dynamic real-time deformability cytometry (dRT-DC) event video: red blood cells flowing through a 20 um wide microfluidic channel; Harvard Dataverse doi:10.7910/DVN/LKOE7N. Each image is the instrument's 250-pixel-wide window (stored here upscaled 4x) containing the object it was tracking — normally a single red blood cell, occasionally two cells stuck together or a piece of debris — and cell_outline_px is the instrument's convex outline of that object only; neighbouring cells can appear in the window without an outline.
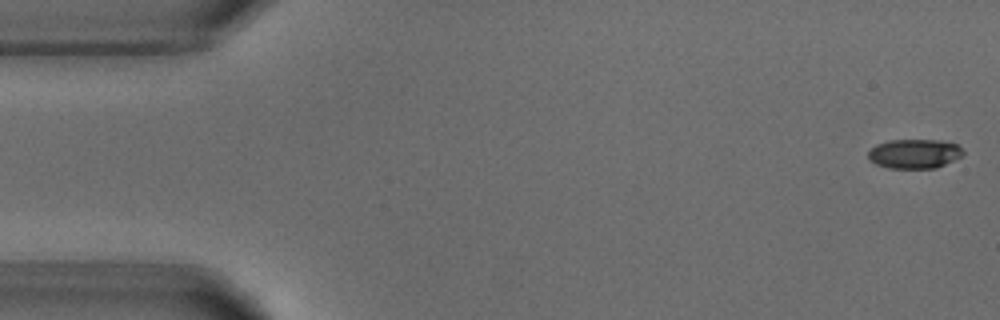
{"species": "common noctule bat (a hibernating species)", "species_latin": "Nyctalus noctula", "temperature_condition": "warm", "stored_images_in_passage": 2, "camera_frame_rate_fps": 3000, "um_per_image_px": 0.085, "animal": {"sex": "male", "body_mass_g": 18.8}, "frame": {"image": 1, "passage_image": 1, "time_ms": 0.0, "image_size_px": [1000, 320], "cell_outline_px": [[964, 152], [960, 156], [936, 168], [888, 168], [876, 164], [868, 156], [868, 152], [876, 144], [888, 140], [940, 140], [956, 144]], "centroid_in_image_um": [77.7, 13.06], "position_along_channel_um": 7.3, "area_um2": 16.01}}